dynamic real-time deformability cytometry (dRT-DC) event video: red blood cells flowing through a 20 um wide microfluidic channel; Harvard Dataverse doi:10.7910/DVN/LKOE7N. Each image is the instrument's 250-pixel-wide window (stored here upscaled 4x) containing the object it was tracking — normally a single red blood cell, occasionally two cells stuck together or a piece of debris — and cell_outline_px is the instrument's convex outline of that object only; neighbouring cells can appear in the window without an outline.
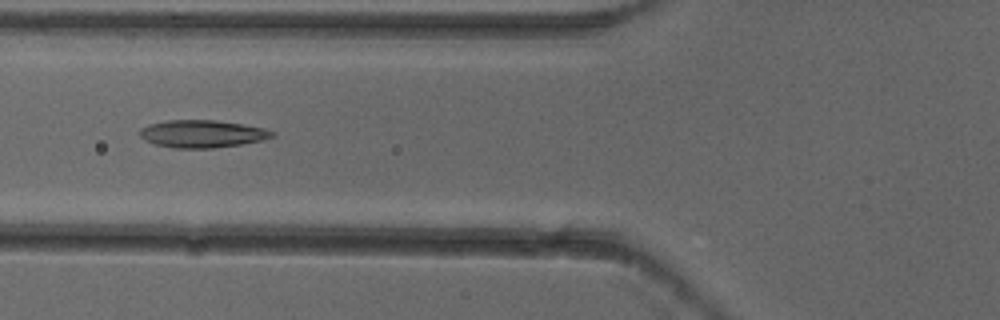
{"species": "common noctule bat (a hibernating species)", "species_latin": "Nyctalus noctula", "temperature_condition": "cold", "stored_images_in_passage": 4, "camera_frame_rate_fps": 3000, "um_per_image_px": 0.085, "animal": {"sex": "female"}, "frame": {"image": 1, "passage_image": 4, "time_ms": 1.0, "image_size_px": [1000, 320], "cell_outline_px": [[276, 136], [260, 140], [240, 144], [212, 148], [176, 148], [156, 144], [144, 140], [136, 132], [140, 128], [148, 124], [168, 120], [216, 120], [264, 128], [276, 132]], "centroid_in_image_um": [17.14, 11.37], "position_along_channel_um": 108.7, "area_um2": 21.21}}